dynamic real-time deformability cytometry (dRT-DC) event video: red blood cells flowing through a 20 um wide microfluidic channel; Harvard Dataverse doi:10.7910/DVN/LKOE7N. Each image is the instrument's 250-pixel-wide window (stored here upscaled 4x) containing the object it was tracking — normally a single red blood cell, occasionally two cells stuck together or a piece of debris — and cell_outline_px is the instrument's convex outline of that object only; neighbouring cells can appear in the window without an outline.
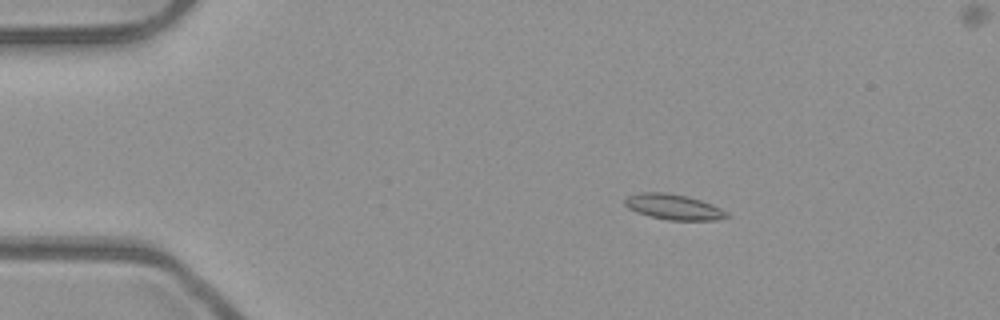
{"species": "common noctule bat (a hibernating species)", "species_latin": "Nyctalus noctula", "temperature_condition": "room temperature", "stored_images_in_passage": 53, "camera_frame_rate_fps": 3000, "um_per_image_px": 0.085, "animal": {"sex": "male", "body_mass_g": 23.1, "forearm_length_mm": 52.7}, "frame": {"image": 1, "passage_image": 10, "time_ms": 3.0, "image_size_px": [1000, 320], "cell_outline_px": [[732, 216], [716, 220], [668, 220], [648, 216], [636, 212], [628, 208], [624, 204], [624, 200], [628, 196], [644, 192], [664, 192], [688, 196], [712, 204], [728, 212]], "centroid_in_image_um": [57.27, 17.59], "position_along_channel_um": 27.7, "area_um2": 15.2}}
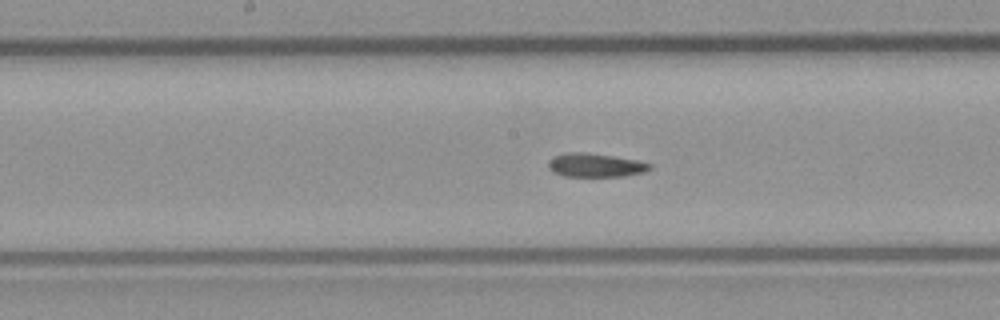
{"frame": {"image": 2, "passage_image": 28, "time_ms": 9.0, "image_size_px": [1000, 320], "cell_outline_px": [[652, 168], [644, 172], [624, 176], [564, 176], [552, 172], [548, 168], [548, 160], [552, 156], [568, 152], [584, 152], [612, 156], [636, 160], [652, 164]], "centroid_in_image_um": [50.57, 14.04], "position_along_channel_um": 197.6, "area_um2": 14.05}}
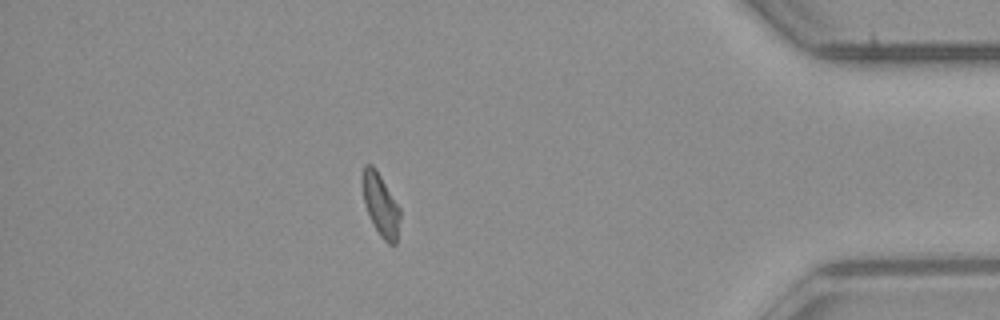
{"frame": {"image": 3, "passage_image": 47, "time_ms": 15.333, "image_size_px": [1000, 320], "cell_outline_px": [[400, 216], [396, 244], [388, 244], [380, 236], [364, 204], [360, 180], [360, 176], [364, 164], [372, 164], [376, 168], [400, 208]], "centroid_in_image_um": [32.32, 17.34], "position_along_channel_um": 402.9, "area_um2": 13.81}, "authors_computed_cell_mechanics": {"area_um2": 14.45, "velocity_mm_per_s": 3.9361, "shape_relaxation_time_tau1_ms": null, "shape_relaxation_time_tau2_ms": 4.2017, "deformation_change_tau1": null, "deformation_change_tau2": 0.0943}}